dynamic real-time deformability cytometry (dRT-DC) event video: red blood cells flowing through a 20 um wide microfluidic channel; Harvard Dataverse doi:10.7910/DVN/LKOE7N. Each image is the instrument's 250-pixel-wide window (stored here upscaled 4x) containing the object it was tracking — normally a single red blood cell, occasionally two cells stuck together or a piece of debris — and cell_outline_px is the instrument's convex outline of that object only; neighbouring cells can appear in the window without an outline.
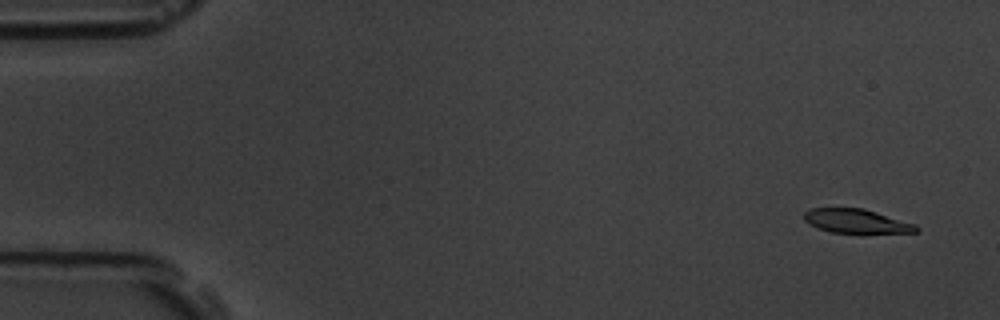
{"species": "common noctule bat (a hibernating species)", "species_latin": "Nyctalus noctula", "temperature_condition": "room temperature", "stored_images_in_passage": 5, "camera_frame_rate_fps": 3000, "um_per_image_px": 0.085, "animal": {"sex": "male", "body_mass_g": 19.5, "forearm_length_mm": 54.6}, "frame": {"image": 1, "passage_image": 1, "time_ms": 0.0, "image_size_px": [1000, 320], "cell_outline_px": [[920, 232], [860, 236], [832, 232], [808, 224], [804, 220], [804, 212], [812, 208], [864, 208], [916, 224], [920, 228]], "centroid_in_image_um": [72.9, 18.86], "position_along_channel_um": 12.1, "area_um2": 16.76}}
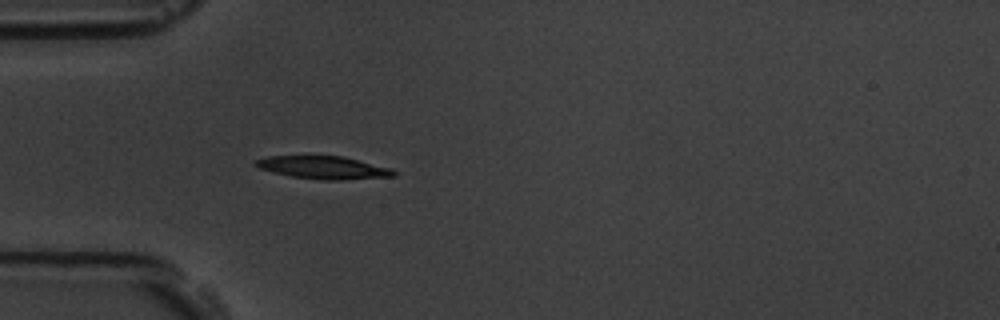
{"frame": {"image": 2, "passage_image": 5, "time_ms": 4.667, "image_size_px": [1000, 320], "cell_outline_px": [[396, 176], [340, 180], [324, 180], [292, 176], [260, 168], [252, 164], [256, 160], [268, 156], [344, 156], [392, 168], [396, 172]], "centroid_in_image_um": [27.55, 14.23], "position_along_channel_um": 57.4, "area_um2": 18.21}}